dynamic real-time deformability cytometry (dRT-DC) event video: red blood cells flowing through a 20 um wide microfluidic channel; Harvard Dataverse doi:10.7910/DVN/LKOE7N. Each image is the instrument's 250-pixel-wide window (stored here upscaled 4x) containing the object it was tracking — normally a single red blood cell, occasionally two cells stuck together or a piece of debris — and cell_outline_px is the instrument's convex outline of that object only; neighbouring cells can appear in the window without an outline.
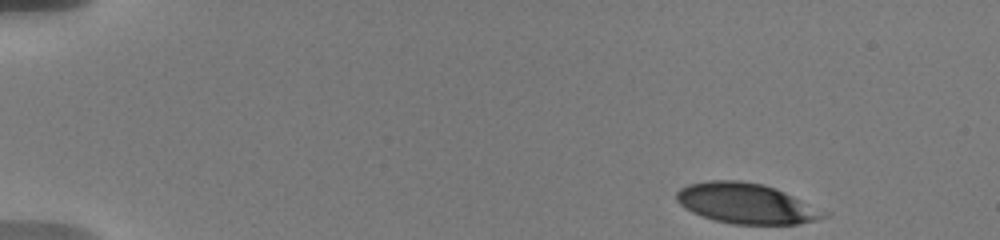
{"species": "human", "species_latin": "Homo sapiens", "temperature_condition": "warm", "stored_images_in_passage": 32, "camera_frame_rate_fps": 3000, "um_per_image_px": 0.085, "donor": {"sex": "male"}, "frame": {"image": 1, "passage_image": 1, "time_ms": 0.0, "image_size_px": [1000, 240], "cell_outline_px": [[832, 216], [816, 220], [796, 224], [732, 224], [716, 220], [692, 212], [680, 204], [676, 200], [676, 192], [680, 188], [688, 184], [708, 180], [740, 180], [764, 184], [776, 188], [832, 212]], "centroid_in_image_um": [63.51, 17.28], "position_along_channel_um": 21.5, "area_um2": 35.08}}
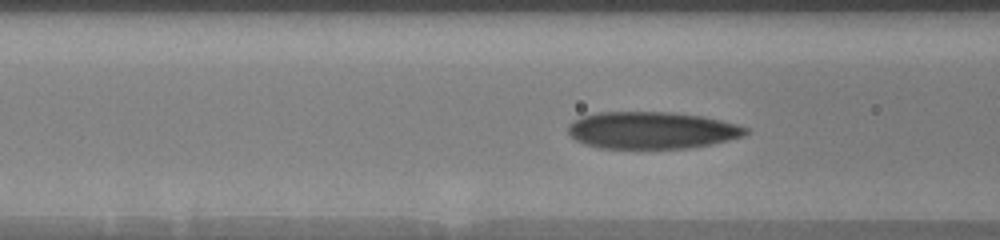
{"frame": {"image": 2, "passage_image": 24, "time_ms": 5.667, "image_size_px": [1000, 240], "cell_outline_px": [[748, 132], [744, 136], [712, 144], [688, 148], [600, 148], [584, 144], [576, 140], [568, 132], [568, 124], [572, 120], [580, 116], [596, 112], [672, 112], [704, 116], [736, 124], [748, 128]], "centroid_in_image_um": [55.38, 11.06], "position_along_channel_um": 111.2, "area_um2": 38.55}}
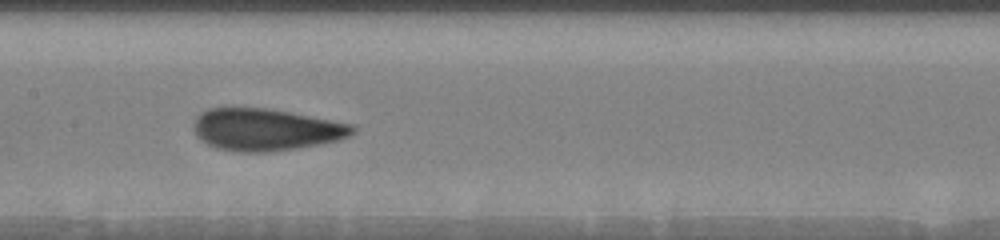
{"frame": {"image": 3, "passage_image": 31, "time_ms": 7.667, "image_size_px": [1000, 240], "cell_outline_px": [[356, 132], [348, 136], [336, 140], [320, 144], [296, 148], [268, 152], [236, 152], [216, 148], [200, 140], [196, 136], [192, 128], [192, 124], [196, 116], [200, 112], [208, 108], [268, 108], [356, 124]], "centroid_in_image_um": [22.57, 11.01], "position_along_channel_um": 184.8, "area_um2": 39.36}}